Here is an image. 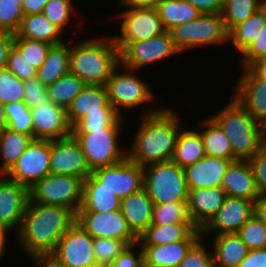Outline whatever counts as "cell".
I'll list each match as a JSON object with an SVG mask.
<instances>
[{
  "label": "cell",
  "instance_id": "obj_1",
  "mask_svg": "<svg viewBox=\"0 0 266 267\" xmlns=\"http://www.w3.org/2000/svg\"><path fill=\"white\" fill-rule=\"evenodd\" d=\"M75 222L76 214L67 207L28 201L17 242L29 257L49 256Z\"/></svg>",
  "mask_w": 266,
  "mask_h": 267
},
{
  "label": "cell",
  "instance_id": "obj_2",
  "mask_svg": "<svg viewBox=\"0 0 266 267\" xmlns=\"http://www.w3.org/2000/svg\"><path fill=\"white\" fill-rule=\"evenodd\" d=\"M141 118L127 158L140 166L171 160L182 130L179 115L170 108L154 107Z\"/></svg>",
  "mask_w": 266,
  "mask_h": 267
},
{
  "label": "cell",
  "instance_id": "obj_3",
  "mask_svg": "<svg viewBox=\"0 0 266 267\" xmlns=\"http://www.w3.org/2000/svg\"><path fill=\"white\" fill-rule=\"evenodd\" d=\"M101 37V38H100ZM83 40L70 47V73L87 85H103L120 64V51L113 36Z\"/></svg>",
  "mask_w": 266,
  "mask_h": 267
},
{
  "label": "cell",
  "instance_id": "obj_4",
  "mask_svg": "<svg viewBox=\"0 0 266 267\" xmlns=\"http://www.w3.org/2000/svg\"><path fill=\"white\" fill-rule=\"evenodd\" d=\"M211 118L227 135L233 155L238 160H249L266 145L264 125L257 122L234 97Z\"/></svg>",
  "mask_w": 266,
  "mask_h": 267
},
{
  "label": "cell",
  "instance_id": "obj_5",
  "mask_svg": "<svg viewBox=\"0 0 266 267\" xmlns=\"http://www.w3.org/2000/svg\"><path fill=\"white\" fill-rule=\"evenodd\" d=\"M143 188L154 204L188 200L184 168L172 160L143 166Z\"/></svg>",
  "mask_w": 266,
  "mask_h": 267
},
{
  "label": "cell",
  "instance_id": "obj_6",
  "mask_svg": "<svg viewBox=\"0 0 266 267\" xmlns=\"http://www.w3.org/2000/svg\"><path fill=\"white\" fill-rule=\"evenodd\" d=\"M123 117L120 116L111 126L104 130L72 132L80 143L91 170L114 165L127 158V150L122 149L118 141L119 134L123 129Z\"/></svg>",
  "mask_w": 266,
  "mask_h": 267
},
{
  "label": "cell",
  "instance_id": "obj_7",
  "mask_svg": "<svg viewBox=\"0 0 266 267\" xmlns=\"http://www.w3.org/2000/svg\"><path fill=\"white\" fill-rule=\"evenodd\" d=\"M180 52L202 46L221 45L229 41V31L221 14H204L169 30Z\"/></svg>",
  "mask_w": 266,
  "mask_h": 267
},
{
  "label": "cell",
  "instance_id": "obj_8",
  "mask_svg": "<svg viewBox=\"0 0 266 267\" xmlns=\"http://www.w3.org/2000/svg\"><path fill=\"white\" fill-rule=\"evenodd\" d=\"M121 67L124 68L122 73L118 71ZM135 71L119 64L105 85L108 102L120 116L123 113L122 109H132L143 104V110L147 108L145 103L149 104L156 99L153 90L140 76L138 77V74L135 75Z\"/></svg>",
  "mask_w": 266,
  "mask_h": 267
},
{
  "label": "cell",
  "instance_id": "obj_9",
  "mask_svg": "<svg viewBox=\"0 0 266 267\" xmlns=\"http://www.w3.org/2000/svg\"><path fill=\"white\" fill-rule=\"evenodd\" d=\"M83 180L75 176L48 174L29 188V201L63 206L75 214L81 207Z\"/></svg>",
  "mask_w": 266,
  "mask_h": 267
},
{
  "label": "cell",
  "instance_id": "obj_10",
  "mask_svg": "<svg viewBox=\"0 0 266 267\" xmlns=\"http://www.w3.org/2000/svg\"><path fill=\"white\" fill-rule=\"evenodd\" d=\"M49 257L62 267H98L93 237L78 222L66 231Z\"/></svg>",
  "mask_w": 266,
  "mask_h": 267
},
{
  "label": "cell",
  "instance_id": "obj_11",
  "mask_svg": "<svg viewBox=\"0 0 266 267\" xmlns=\"http://www.w3.org/2000/svg\"><path fill=\"white\" fill-rule=\"evenodd\" d=\"M118 15L117 18H122L121 34L111 36L119 51L130 42L150 39L167 32L157 9L135 8Z\"/></svg>",
  "mask_w": 266,
  "mask_h": 267
},
{
  "label": "cell",
  "instance_id": "obj_12",
  "mask_svg": "<svg viewBox=\"0 0 266 267\" xmlns=\"http://www.w3.org/2000/svg\"><path fill=\"white\" fill-rule=\"evenodd\" d=\"M50 153L51 140L33 139L5 176L31 188L50 174Z\"/></svg>",
  "mask_w": 266,
  "mask_h": 267
},
{
  "label": "cell",
  "instance_id": "obj_13",
  "mask_svg": "<svg viewBox=\"0 0 266 267\" xmlns=\"http://www.w3.org/2000/svg\"><path fill=\"white\" fill-rule=\"evenodd\" d=\"M177 53L180 51L175 47L171 34L167 31L150 39L128 43L120 51V64L139 71L150 63L164 60Z\"/></svg>",
  "mask_w": 266,
  "mask_h": 267
},
{
  "label": "cell",
  "instance_id": "obj_14",
  "mask_svg": "<svg viewBox=\"0 0 266 267\" xmlns=\"http://www.w3.org/2000/svg\"><path fill=\"white\" fill-rule=\"evenodd\" d=\"M76 222L93 238H116L128 246L138 243L121 209L110 212H77Z\"/></svg>",
  "mask_w": 266,
  "mask_h": 267
},
{
  "label": "cell",
  "instance_id": "obj_15",
  "mask_svg": "<svg viewBox=\"0 0 266 267\" xmlns=\"http://www.w3.org/2000/svg\"><path fill=\"white\" fill-rule=\"evenodd\" d=\"M50 174L75 176L83 181L92 173L80 143L71 134L51 140Z\"/></svg>",
  "mask_w": 266,
  "mask_h": 267
},
{
  "label": "cell",
  "instance_id": "obj_16",
  "mask_svg": "<svg viewBox=\"0 0 266 267\" xmlns=\"http://www.w3.org/2000/svg\"><path fill=\"white\" fill-rule=\"evenodd\" d=\"M101 186L114 192L120 199L143 189V166L125 158L123 161L92 170Z\"/></svg>",
  "mask_w": 266,
  "mask_h": 267
},
{
  "label": "cell",
  "instance_id": "obj_17",
  "mask_svg": "<svg viewBox=\"0 0 266 267\" xmlns=\"http://www.w3.org/2000/svg\"><path fill=\"white\" fill-rule=\"evenodd\" d=\"M33 119V139L55 140L72 134L67 109L49 101L30 109Z\"/></svg>",
  "mask_w": 266,
  "mask_h": 267
},
{
  "label": "cell",
  "instance_id": "obj_18",
  "mask_svg": "<svg viewBox=\"0 0 266 267\" xmlns=\"http://www.w3.org/2000/svg\"><path fill=\"white\" fill-rule=\"evenodd\" d=\"M255 200L227 196L224 205L201 231H214L216 235L238 233L242 225L254 214Z\"/></svg>",
  "mask_w": 266,
  "mask_h": 267
},
{
  "label": "cell",
  "instance_id": "obj_19",
  "mask_svg": "<svg viewBox=\"0 0 266 267\" xmlns=\"http://www.w3.org/2000/svg\"><path fill=\"white\" fill-rule=\"evenodd\" d=\"M227 194L221 187L190 189L188 212L194 227L203 230L224 205Z\"/></svg>",
  "mask_w": 266,
  "mask_h": 267
},
{
  "label": "cell",
  "instance_id": "obj_20",
  "mask_svg": "<svg viewBox=\"0 0 266 267\" xmlns=\"http://www.w3.org/2000/svg\"><path fill=\"white\" fill-rule=\"evenodd\" d=\"M0 222L18 231L29 201V189L0 175Z\"/></svg>",
  "mask_w": 266,
  "mask_h": 267
},
{
  "label": "cell",
  "instance_id": "obj_21",
  "mask_svg": "<svg viewBox=\"0 0 266 267\" xmlns=\"http://www.w3.org/2000/svg\"><path fill=\"white\" fill-rule=\"evenodd\" d=\"M235 88L234 98L262 125L266 124V80L258 78L249 68Z\"/></svg>",
  "mask_w": 266,
  "mask_h": 267
},
{
  "label": "cell",
  "instance_id": "obj_22",
  "mask_svg": "<svg viewBox=\"0 0 266 267\" xmlns=\"http://www.w3.org/2000/svg\"><path fill=\"white\" fill-rule=\"evenodd\" d=\"M232 161L235 160L206 155L201 160L185 167L188 190L221 187L226 169Z\"/></svg>",
  "mask_w": 266,
  "mask_h": 267
},
{
  "label": "cell",
  "instance_id": "obj_23",
  "mask_svg": "<svg viewBox=\"0 0 266 267\" xmlns=\"http://www.w3.org/2000/svg\"><path fill=\"white\" fill-rule=\"evenodd\" d=\"M221 188L230 197L256 200L260 196L248 160H235L229 164Z\"/></svg>",
  "mask_w": 266,
  "mask_h": 267
},
{
  "label": "cell",
  "instance_id": "obj_24",
  "mask_svg": "<svg viewBox=\"0 0 266 267\" xmlns=\"http://www.w3.org/2000/svg\"><path fill=\"white\" fill-rule=\"evenodd\" d=\"M90 113H117L108 102L105 86L87 85L67 108L68 120L72 127Z\"/></svg>",
  "mask_w": 266,
  "mask_h": 267
},
{
  "label": "cell",
  "instance_id": "obj_25",
  "mask_svg": "<svg viewBox=\"0 0 266 267\" xmlns=\"http://www.w3.org/2000/svg\"><path fill=\"white\" fill-rule=\"evenodd\" d=\"M201 230L193 223H173L165 225H150L139 237L138 245H164L177 241H198Z\"/></svg>",
  "mask_w": 266,
  "mask_h": 267
},
{
  "label": "cell",
  "instance_id": "obj_26",
  "mask_svg": "<svg viewBox=\"0 0 266 267\" xmlns=\"http://www.w3.org/2000/svg\"><path fill=\"white\" fill-rule=\"evenodd\" d=\"M153 206L154 203L144 188L121 199L122 215L137 237L151 225Z\"/></svg>",
  "mask_w": 266,
  "mask_h": 267
},
{
  "label": "cell",
  "instance_id": "obj_27",
  "mask_svg": "<svg viewBox=\"0 0 266 267\" xmlns=\"http://www.w3.org/2000/svg\"><path fill=\"white\" fill-rule=\"evenodd\" d=\"M121 199L91 173L83 181L82 203L78 212H110L120 209Z\"/></svg>",
  "mask_w": 266,
  "mask_h": 267
},
{
  "label": "cell",
  "instance_id": "obj_28",
  "mask_svg": "<svg viewBox=\"0 0 266 267\" xmlns=\"http://www.w3.org/2000/svg\"><path fill=\"white\" fill-rule=\"evenodd\" d=\"M62 33L43 13H38L24 16L14 37L44 41L54 45L64 42Z\"/></svg>",
  "mask_w": 266,
  "mask_h": 267
},
{
  "label": "cell",
  "instance_id": "obj_29",
  "mask_svg": "<svg viewBox=\"0 0 266 267\" xmlns=\"http://www.w3.org/2000/svg\"><path fill=\"white\" fill-rule=\"evenodd\" d=\"M211 250L215 267H238L249 249L237 233L214 235Z\"/></svg>",
  "mask_w": 266,
  "mask_h": 267
},
{
  "label": "cell",
  "instance_id": "obj_30",
  "mask_svg": "<svg viewBox=\"0 0 266 267\" xmlns=\"http://www.w3.org/2000/svg\"><path fill=\"white\" fill-rule=\"evenodd\" d=\"M70 46L66 42L50 47L43 64L37 69L36 78L49 86L64 75L70 73Z\"/></svg>",
  "mask_w": 266,
  "mask_h": 267
},
{
  "label": "cell",
  "instance_id": "obj_31",
  "mask_svg": "<svg viewBox=\"0 0 266 267\" xmlns=\"http://www.w3.org/2000/svg\"><path fill=\"white\" fill-rule=\"evenodd\" d=\"M197 241H177L164 245H139L143 251V258L151 263L164 267H179L190 248Z\"/></svg>",
  "mask_w": 266,
  "mask_h": 267
},
{
  "label": "cell",
  "instance_id": "obj_32",
  "mask_svg": "<svg viewBox=\"0 0 266 267\" xmlns=\"http://www.w3.org/2000/svg\"><path fill=\"white\" fill-rule=\"evenodd\" d=\"M201 122L204 129L198 132L203 141L205 154L226 160H238L233 155L231 142L218 124L211 117Z\"/></svg>",
  "mask_w": 266,
  "mask_h": 267
},
{
  "label": "cell",
  "instance_id": "obj_33",
  "mask_svg": "<svg viewBox=\"0 0 266 267\" xmlns=\"http://www.w3.org/2000/svg\"><path fill=\"white\" fill-rule=\"evenodd\" d=\"M204 156L206 154L200 133L195 129H182L171 160L181 168H185Z\"/></svg>",
  "mask_w": 266,
  "mask_h": 267
},
{
  "label": "cell",
  "instance_id": "obj_34",
  "mask_svg": "<svg viewBox=\"0 0 266 267\" xmlns=\"http://www.w3.org/2000/svg\"><path fill=\"white\" fill-rule=\"evenodd\" d=\"M156 9L167 31L201 15L197 8L185 0H161Z\"/></svg>",
  "mask_w": 266,
  "mask_h": 267
},
{
  "label": "cell",
  "instance_id": "obj_35",
  "mask_svg": "<svg viewBox=\"0 0 266 267\" xmlns=\"http://www.w3.org/2000/svg\"><path fill=\"white\" fill-rule=\"evenodd\" d=\"M32 140L31 136L10 130L9 128H6L0 134V156L2 160L0 175L6 174L11 169Z\"/></svg>",
  "mask_w": 266,
  "mask_h": 267
},
{
  "label": "cell",
  "instance_id": "obj_36",
  "mask_svg": "<svg viewBox=\"0 0 266 267\" xmlns=\"http://www.w3.org/2000/svg\"><path fill=\"white\" fill-rule=\"evenodd\" d=\"M266 25V12L259 8L246 21L234 26L229 31V42L242 53L252 43Z\"/></svg>",
  "mask_w": 266,
  "mask_h": 267
},
{
  "label": "cell",
  "instance_id": "obj_37",
  "mask_svg": "<svg viewBox=\"0 0 266 267\" xmlns=\"http://www.w3.org/2000/svg\"><path fill=\"white\" fill-rule=\"evenodd\" d=\"M86 86L87 84L80 77L68 73L47 87L48 99L67 109Z\"/></svg>",
  "mask_w": 266,
  "mask_h": 267
},
{
  "label": "cell",
  "instance_id": "obj_38",
  "mask_svg": "<svg viewBox=\"0 0 266 267\" xmlns=\"http://www.w3.org/2000/svg\"><path fill=\"white\" fill-rule=\"evenodd\" d=\"M261 7L262 0H224L221 16L227 30L246 21Z\"/></svg>",
  "mask_w": 266,
  "mask_h": 267
},
{
  "label": "cell",
  "instance_id": "obj_39",
  "mask_svg": "<svg viewBox=\"0 0 266 267\" xmlns=\"http://www.w3.org/2000/svg\"><path fill=\"white\" fill-rule=\"evenodd\" d=\"M7 128L33 138V119L24 101L4 104Z\"/></svg>",
  "mask_w": 266,
  "mask_h": 267
},
{
  "label": "cell",
  "instance_id": "obj_40",
  "mask_svg": "<svg viewBox=\"0 0 266 267\" xmlns=\"http://www.w3.org/2000/svg\"><path fill=\"white\" fill-rule=\"evenodd\" d=\"M192 223L187 202L154 204L151 225Z\"/></svg>",
  "mask_w": 266,
  "mask_h": 267
},
{
  "label": "cell",
  "instance_id": "obj_41",
  "mask_svg": "<svg viewBox=\"0 0 266 267\" xmlns=\"http://www.w3.org/2000/svg\"><path fill=\"white\" fill-rule=\"evenodd\" d=\"M128 245L116 238H93V251L98 267H108Z\"/></svg>",
  "mask_w": 266,
  "mask_h": 267
},
{
  "label": "cell",
  "instance_id": "obj_42",
  "mask_svg": "<svg viewBox=\"0 0 266 267\" xmlns=\"http://www.w3.org/2000/svg\"><path fill=\"white\" fill-rule=\"evenodd\" d=\"M249 250L266 248V225L253 214L237 233Z\"/></svg>",
  "mask_w": 266,
  "mask_h": 267
},
{
  "label": "cell",
  "instance_id": "obj_43",
  "mask_svg": "<svg viewBox=\"0 0 266 267\" xmlns=\"http://www.w3.org/2000/svg\"><path fill=\"white\" fill-rule=\"evenodd\" d=\"M22 0H0V32L15 34L24 17Z\"/></svg>",
  "mask_w": 266,
  "mask_h": 267
},
{
  "label": "cell",
  "instance_id": "obj_44",
  "mask_svg": "<svg viewBox=\"0 0 266 267\" xmlns=\"http://www.w3.org/2000/svg\"><path fill=\"white\" fill-rule=\"evenodd\" d=\"M14 45L37 69L43 64L52 44L33 39L14 37Z\"/></svg>",
  "mask_w": 266,
  "mask_h": 267
},
{
  "label": "cell",
  "instance_id": "obj_45",
  "mask_svg": "<svg viewBox=\"0 0 266 267\" xmlns=\"http://www.w3.org/2000/svg\"><path fill=\"white\" fill-rule=\"evenodd\" d=\"M24 81L18 79L8 68L0 70V102L3 104L23 101Z\"/></svg>",
  "mask_w": 266,
  "mask_h": 267
},
{
  "label": "cell",
  "instance_id": "obj_46",
  "mask_svg": "<svg viewBox=\"0 0 266 267\" xmlns=\"http://www.w3.org/2000/svg\"><path fill=\"white\" fill-rule=\"evenodd\" d=\"M72 0H49L44 7L43 14L62 32L73 14Z\"/></svg>",
  "mask_w": 266,
  "mask_h": 267
},
{
  "label": "cell",
  "instance_id": "obj_47",
  "mask_svg": "<svg viewBox=\"0 0 266 267\" xmlns=\"http://www.w3.org/2000/svg\"><path fill=\"white\" fill-rule=\"evenodd\" d=\"M7 68L21 81L36 78L37 75V68L22 55L14 44L8 54Z\"/></svg>",
  "mask_w": 266,
  "mask_h": 267
},
{
  "label": "cell",
  "instance_id": "obj_48",
  "mask_svg": "<svg viewBox=\"0 0 266 267\" xmlns=\"http://www.w3.org/2000/svg\"><path fill=\"white\" fill-rule=\"evenodd\" d=\"M120 115L118 113H90L81 118L73 127L72 132H93L111 126Z\"/></svg>",
  "mask_w": 266,
  "mask_h": 267
},
{
  "label": "cell",
  "instance_id": "obj_49",
  "mask_svg": "<svg viewBox=\"0 0 266 267\" xmlns=\"http://www.w3.org/2000/svg\"><path fill=\"white\" fill-rule=\"evenodd\" d=\"M202 237L190 248L179 267H215L213 252L209 253Z\"/></svg>",
  "mask_w": 266,
  "mask_h": 267
},
{
  "label": "cell",
  "instance_id": "obj_50",
  "mask_svg": "<svg viewBox=\"0 0 266 267\" xmlns=\"http://www.w3.org/2000/svg\"><path fill=\"white\" fill-rule=\"evenodd\" d=\"M47 94V86L37 78L24 81L23 101L30 109H35L40 104H47L50 101Z\"/></svg>",
  "mask_w": 266,
  "mask_h": 267
},
{
  "label": "cell",
  "instance_id": "obj_51",
  "mask_svg": "<svg viewBox=\"0 0 266 267\" xmlns=\"http://www.w3.org/2000/svg\"><path fill=\"white\" fill-rule=\"evenodd\" d=\"M241 68H248L256 60L266 58V25L257 38L241 53Z\"/></svg>",
  "mask_w": 266,
  "mask_h": 267
},
{
  "label": "cell",
  "instance_id": "obj_52",
  "mask_svg": "<svg viewBox=\"0 0 266 267\" xmlns=\"http://www.w3.org/2000/svg\"><path fill=\"white\" fill-rule=\"evenodd\" d=\"M260 195H266V145L248 160Z\"/></svg>",
  "mask_w": 266,
  "mask_h": 267
},
{
  "label": "cell",
  "instance_id": "obj_53",
  "mask_svg": "<svg viewBox=\"0 0 266 267\" xmlns=\"http://www.w3.org/2000/svg\"><path fill=\"white\" fill-rule=\"evenodd\" d=\"M137 246L138 243L127 246L108 267H141L143 251L141 248L139 252H134Z\"/></svg>",
  "mask_w": 266,
  "mask_h": 267
},
{
  "label": "cell",
  "instance_id": "obj_54",
  "mask_svg": "<svg viewBox=\"0 0 266 267\" xmlns=\"http://www.w3.org/2000/svg\"><path fill=\"white\" fill-rule=\"evenodd\" d=\"M204 14H221L224 0H185Z\"/></svg>",
  "mask_w": 266,
  "mask_h": 267
},
{
  "label": "cell",
  "instance_id": "obj_55",
  "mask_svg": "<svg viewBox=\"0 0 266 267\" xmlns=\"http://www.w3.org/2000/svg\"><path fill=\"white\" fill-rule=\"evenodd\" d=\"M238 267H266V248L249 250Z\"/></svg>",
  "mask_w": 266,
  "mask_h": 267
},
{
  "label": "cell",
  "instance_id": "obj_56",
  "mask_svg": "<svg viewBox=\"0 0 266 267\" xmlns=\"http://www.w3.org/2000/svg\"><path fill=\"white\" fill-rule=\"evenodd\" d=\"M14 44V34L0 32V70L7 68L8 54Z\"/></svg>",
  "mask_w": 266,
  "mask_h": 267
},
{
  "label": "cell",
  "instance_id": "obj_57",
  "mask_svg": "<svg viewBox=\"0 0 266 267\" xmlns=\"http://www.w3.org/2000/svg\"><path fill=\"white\" fill-rule=\"evenodd\" d=\"M49 0H22L24 16L43 13L44 7Z\"/></svg>",
  "mask_w": 266,
  "mask_h": 267
},
{
  "label": "cell",
  "instance_id": "obj_58",
  "mask_svg": "<svg viewBox=\"0 0 266 267\" xmlns=\"http://www.w3.org/2000/svg\"><path fill=\"white\" fill-rule=\"evenodd\" d=\"M121 6L127 10L135 8H154L156 9L161 0H119Z\"/></svg>",
  "mask_w": 266,
  "mask_h": 267
},
{
  "label": "cell",
  "instance_id": "obj_59",
  "mask_svg": "<svg viewBox=\"0 0 266 267\" xmlns=\"http://www.w3.org/2000/svg\"><path fill=\"white\" fill-rule=\"evenodd\" d=\"M254 214L266 225V195H260L255 200Z\"/></svg>",
  "mask_w": 266,
  "mask_h": 267
},
{
  "label": "cell",
  "instance_id": "obj_60",
  "mask_svg": "<svg viewBox=\"0 0 266 267\" xmlns=\"http://www.w3.org/2000/svg\"><path fill=\"white\" fill-rule=\"evenodd\" d=\"M258 78L266 80V58L256 60L248 67Z\"/></svg>",
  "mask_w": 266,
  "mask_h": 267
},
{
  "label": "cell",
  "instance_id": "obj_61",
  "mask_svg": "<svg viewBox=\"0 0 266 267\" xmlns=\"http://www.w3.org/2000/svg\"><path fill=\"white\" fill-rule=\"evenodd\" d=\"M12 231L10 227L0 222V258H2L5 254V248L7 243V234L9 231Z\"/></svg>",
  "mask_w": 266,
  "mask_h": 267
},
{
  "label": "cell",
  "instance_id": "obj_62",
  "mask_svg": "<svg viewBox=\"0 0 266 267\" xmlns=\"http://www.w3.org/2000/svg\"><path fill=\"white\" fill-rule=\"evenodd\" d=\"M37 267H62L56 264L49 256L46 257H31Z\"/></svg>",
  "mask_w": 266,
  "mask_h": 267
},
{
  "label": "cell",
  "instance_id": "obj_63",
  "mask_svg": "<svg viewBox=\"0 0 266 267\" xmlns=\"http://www.w3.org/2000/svg\"><path fill=\"white\" fill-rule=\"evenodd\" d=\"M7 128L4 104L0 102V134Z\"/></svg>",
  "mask_w": 266,
  "mask_h": 267
},
{
  "label": "cell",
  "instance_id": "obj_64",
  "mask_svg": "<svg viewBox=\"0 0 266 267\" xmlns=\"http://www.w3.org/2000/svg\"><path fill=\"white\" fill-rule=\"evenodd\" d=\"M141 267H164V266L148 262L143 258L141 262Z\"/></svg>",
  "mask_w": 266,
  "mask_h": 267
},
{
  "label": "cell",
  "instance_id": "obj_65",
  "mask_svg": "<svg viewBox=\"0 0 266 267\" xmlns=\"http://www.w3.org/2000/svg\"><path fill=\"white\" fill-rule=\"evenodd\" d=\"M262 7H263V9L266 12V0H262Z\"/></svg>",
  "mask_w": 266,
  "mask_h": 267
},
{
  "label": "cell",
  "instance_id": "obj_66",
  "mask_svg": "<svg viewBox=\"0 0 266 267\" xmlns=\"http://www.w3.org/2000/svg\"><path fill=\"white\" fill-rule=\"evenodd\" d=\"M264 132H265V138H266V124L264 125Z\"/></svg>",
  "mask_w": 266,
  "mask_h": 267
}]
</instances>
